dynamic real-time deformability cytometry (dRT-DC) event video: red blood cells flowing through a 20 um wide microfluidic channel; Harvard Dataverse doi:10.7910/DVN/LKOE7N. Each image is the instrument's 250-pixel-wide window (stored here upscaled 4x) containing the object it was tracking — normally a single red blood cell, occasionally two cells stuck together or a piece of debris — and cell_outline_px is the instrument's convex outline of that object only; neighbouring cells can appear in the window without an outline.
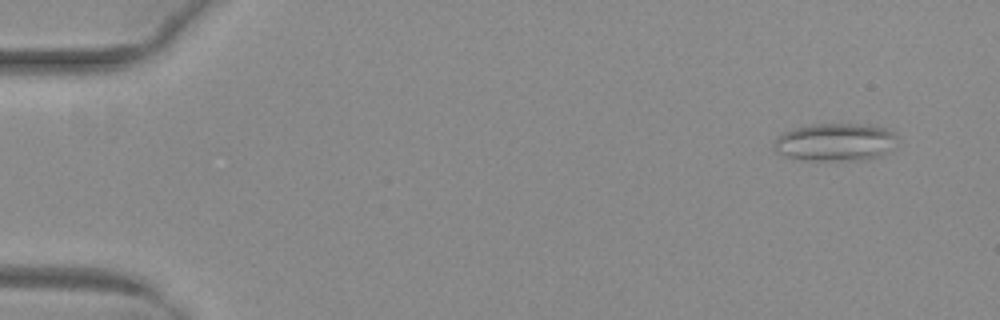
{"species": "common noctule bat (a hibernating species)", "species_latin": "Nyctalus noctula", "temperature_condition": "warm", "stored_images_in_passage": 17, "camera_frame_rate_fps": 3000, "um_per_image_px": 0.085, "animal": {"sex": "female", "body_mass_g": 29.2, "forearm_length_mm": 56.3}, "frame": {"image": 1, "passage_image": 3, "time_ms": 0.667, "image_size_px": [1000, 320], "cell_outline_px": [[896, 148], [880, 156], [868, 160], [808, 160], [788, 156], [776, 152], [772, 148], [772, 144], [784, 132], [796, 128], [812, 124], [872, 124], [888, 128], [896, 132]], "centroid_in_image_um": [71.09, 12.07], "position_along_channel_um": 13.9, "area_um2": 27.51}}